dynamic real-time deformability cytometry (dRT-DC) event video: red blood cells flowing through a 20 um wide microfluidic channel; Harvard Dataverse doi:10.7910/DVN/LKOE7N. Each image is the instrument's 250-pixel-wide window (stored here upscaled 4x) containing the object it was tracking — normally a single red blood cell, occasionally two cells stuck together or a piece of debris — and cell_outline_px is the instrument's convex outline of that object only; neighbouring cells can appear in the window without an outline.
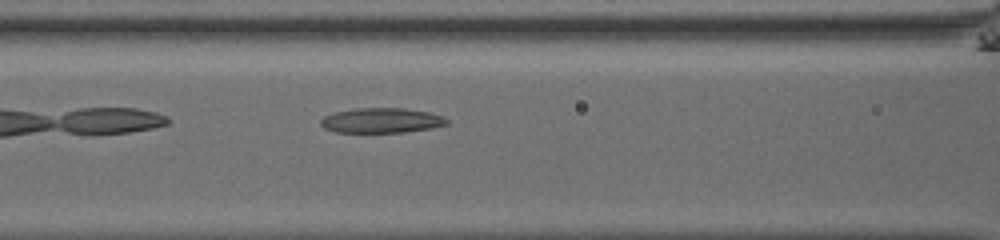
{"species": "common noctule bat (a hibernating species)", "species_latin": "Nyctalus noctula", "temperature_condition": "room temperature", "stored_images_in_passage": 34, "camera_frame_rate_fps": 3000, "um_per_image_px": 0.085, "animal": {"sex": "male", "body_mass_g": 13.0, "forearm_length_mm": 53.1}, "frame": {"image": 1, "passage_image": 6, "time_ms": 1.667, "image_size_px": [1000, 240], "cell_outline_px": [[448, 124], [432, 128], [404, 132], [336, 132], [324, 128], [320, 124], [320, 120], [324, 116], [336, 112], [356, 108], [404, 108], [428, 112], [444, 116], [448, 120]], "centroid_in_image_um": [32.44, 10.24], "position_along_channel_um": 134.2, "area_um2": 18.32}}
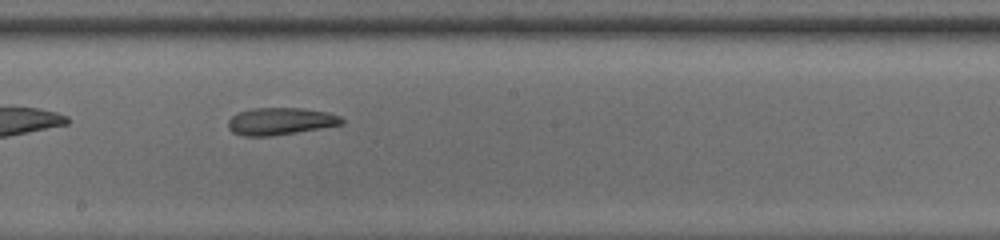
{"frame": {"image": 2, "passage_image": 13, "time_ms": 4.0, "image_size_px": [1000, 240], "cell_outline_px": [[344, 124], [272, 136], [244, 136], [232, 132], [228, 128], [228, 120], [236, 112], [252, 108], [300, 108], [328, 112], [340, 116], [344, 120]], "centroid_in_image_um": [23.81, 10.3], "position_along_channel_um": 224.4, "area_um2": 18.09}}
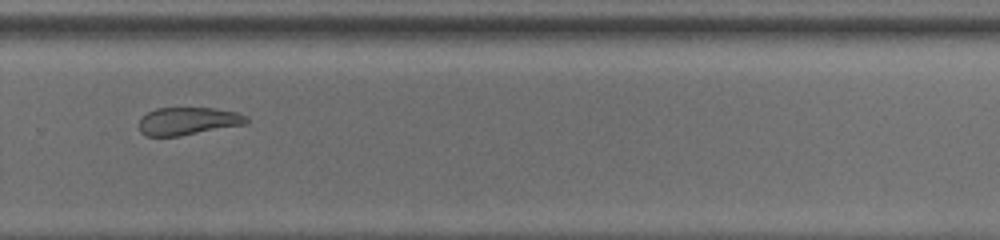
{"frame": {"image": 3, "passage_image": 20, "time_ms": 6.333, "image_size_px": [1000, 240], "cell_outline_px": [[248, 120], [244, 124], [180, 136], [144, 136], [140, 132], [140, 120], [148, 112], [156, 108], [216, 108], [236, 112], [248, 116]], "centroid_in_image_um": [15.97, 10.29], "position_along_channel_um": 313.8, "area_um2": 17.22}, "authors_computed_cell_mechanics": {"area_um2": 18.7272, "velocity_mm_per_s": 3.8645, "shape_relaxation_time_tau1_ms": null, "shape_relaxation_time_tau2_ms": 3.6729, "deformation_change_tau1": null, "deformation_change_tau2": 0.1216}}